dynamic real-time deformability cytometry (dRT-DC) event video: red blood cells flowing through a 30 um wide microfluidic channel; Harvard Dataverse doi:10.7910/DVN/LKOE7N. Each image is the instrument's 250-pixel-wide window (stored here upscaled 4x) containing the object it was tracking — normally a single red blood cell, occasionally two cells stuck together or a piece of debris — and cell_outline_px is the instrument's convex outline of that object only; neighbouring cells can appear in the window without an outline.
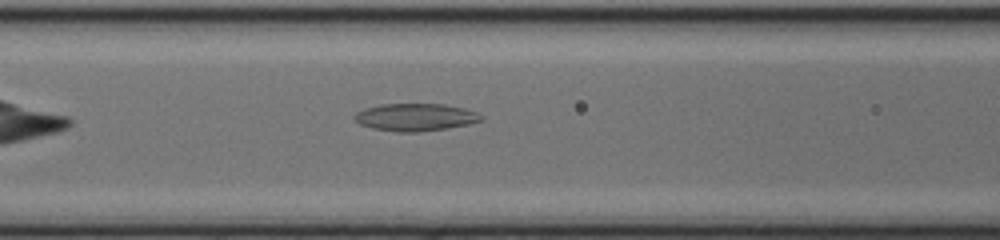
{"species": "common noctule bat (a hibernating species)", "species_latin": "Nyctalus noctula", "temperature_condition": "cold", "stored_images_in_passage": 37, "camera_frame_rate_fps": 3000, "um_per_image_px": 0.085, "animal": {"sex": "female", "body_mass_g": 17.0, "forearm_length_mm": 48.0}, "frame": {"image": 1, "passage_image": 8, "time_ms": 2.333, "image_size_px": [1000, 240], "cell_outline_px": [[484, 120], [468, 124], [448, 128], [420, 132], [396, 132], [372, 128], [360, 124], [352, 116], [356, 112], [364, 108], [380, 104], [444, 104], [464, 108], [476, 112], [484, 116]], "centroid_in_image_um": [35.31, 9.96], "position_along_channel_um": 131.3, "area_um2": 20.46}}
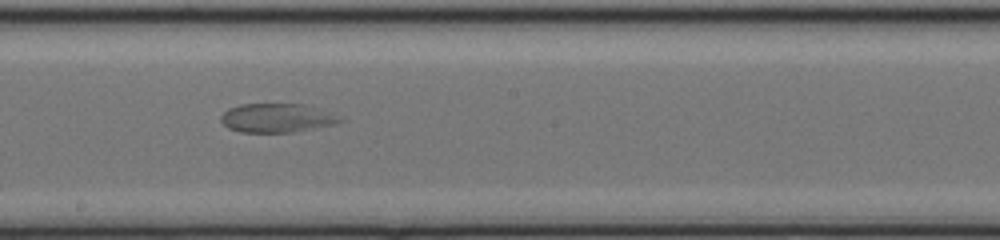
{"frame": {"image": 2, "passage_image": 15, "time_ms": 4.667, "image_size_px": [1000, 240], "cell_outline_px": [[344, 120], [332, 124], [292, 132], [240, 132], [228, 128], [220, 120], [220, 116], [228, 108], [240, 104], [304, 104]], "centroid_in_image_um": [23.39, 10.03], "position_along_channel_um": 224.8, "area_um2": 19.48}}
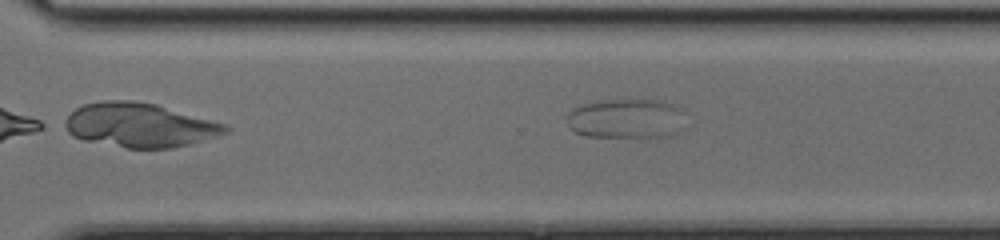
{"frame": {"image": 3, "passage_image": 22, "time_ms": 7.0, "image_size_px": [1000, 240], "cell_outline_px": [[676, 108], [660, 136], [588, 136], [576, 132], [568, 124], [568, 112], [584, 104], [608, 100], [656, 100], [672, 104]], "centroid_in_image_um": [52.82, 10.04], "position_along_channel_um": 317.8, "area_um2": 24.16}}